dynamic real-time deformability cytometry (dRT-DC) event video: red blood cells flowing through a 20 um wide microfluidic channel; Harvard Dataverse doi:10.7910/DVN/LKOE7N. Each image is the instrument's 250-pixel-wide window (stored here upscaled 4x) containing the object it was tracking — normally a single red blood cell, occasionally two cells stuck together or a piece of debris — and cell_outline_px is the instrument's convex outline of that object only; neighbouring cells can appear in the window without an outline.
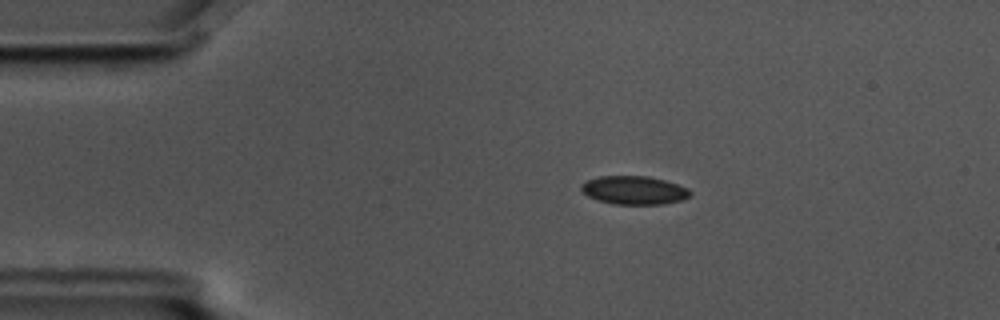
{"species": "common noctule bat (a hibernating species)", "species_latin": "Nyctalus noctula", "temperature_condition": "cold", "stored_images_in_passage": 8, "camera_frame_rate_fps": 3000, "um_per_image_px": 0.085, "animal": {"sex": "male", "body_mass_g": 17.5, "forearm_length_mm": 52.3}, "frame": {"image": 1, "passage_image": 1, "time_ms": 0.0, "image_size_px": [1000, 320], "cell_outline_px": [[692, 192], [688, 196], [680, 200], [664, 204], [612, 204], [596, 200], [588, 196], [580, 188], [580, 184], [588, 180], [600, 176], [648, 176], [664, 180], [688, 188]], "centroid_in_image_um": [53.87, 16.17], "position_along_channel_um": 31.1, "area_um2": 17.98}}
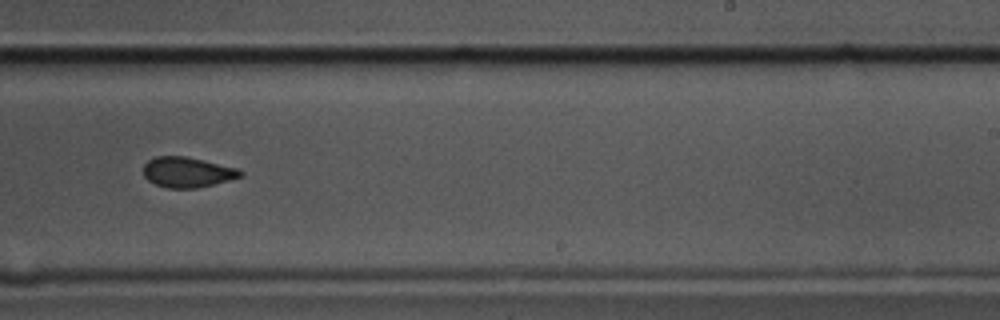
{"frame": {"image": 2, "passage_image": 8, "time_ms": 2.333, "image_size_px": [1000, 320], "cell_outline_px": [[244, 176], [196, 188], [168, 188], [156, 184], [148, 180], [144, 176], [144, 164], [148, 160], [156, 156], [184, 156], [204, 160], [236, 168], [244, 172]], "centroid_in_image_um": [15.92, 14.63], "position_along_channel_um": 273.1, "area_um2": 16.99}}